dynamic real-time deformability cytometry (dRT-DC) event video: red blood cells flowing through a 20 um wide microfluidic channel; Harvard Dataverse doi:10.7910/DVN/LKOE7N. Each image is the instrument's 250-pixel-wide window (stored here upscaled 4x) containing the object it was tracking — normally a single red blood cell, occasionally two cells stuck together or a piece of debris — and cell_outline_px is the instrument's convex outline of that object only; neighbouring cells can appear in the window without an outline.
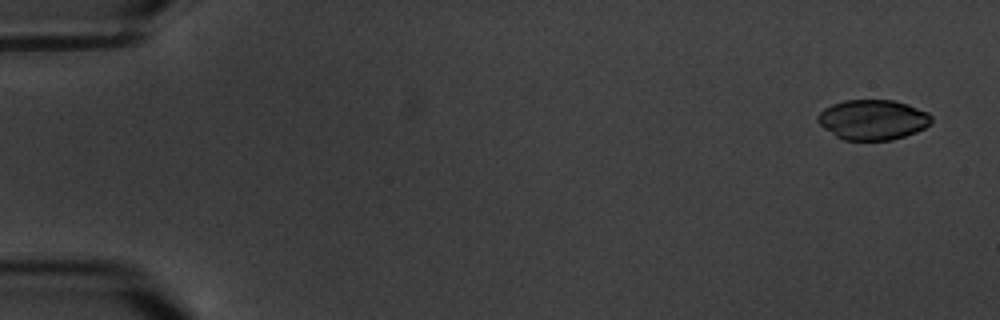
{"species": "common noctule bat (a hibernating species)", "species_latin": "Nyctalus noctula", "temperature_condition": "warm", "stored_images_in_passage": 10, "camera_frame_rate_fps": 3000, "um_per_image_px": 0.085, "animal": {"sex": "male", "body_mass_g": 20.1, "forearm_length_mm": 53.5}, "frame": {"image": 1, "passage_image": 1, "time_ms": 0.0, "image_size_px": [1000, 320], "cell_outline_px": [[932, 120], [924, 128], [916, 132], [892, 140], [844, 140], [836, 136], [824, 128], [816, 120], [816, 116], [824, 108], [832, 104], [844, 100], [892, 100], [908, 104], [928, 112], [932, 116]], "centroid_in_image_um": [74.17, 10.17], "position_along_channel_um": 10.8, "area_um2": 26.59}}